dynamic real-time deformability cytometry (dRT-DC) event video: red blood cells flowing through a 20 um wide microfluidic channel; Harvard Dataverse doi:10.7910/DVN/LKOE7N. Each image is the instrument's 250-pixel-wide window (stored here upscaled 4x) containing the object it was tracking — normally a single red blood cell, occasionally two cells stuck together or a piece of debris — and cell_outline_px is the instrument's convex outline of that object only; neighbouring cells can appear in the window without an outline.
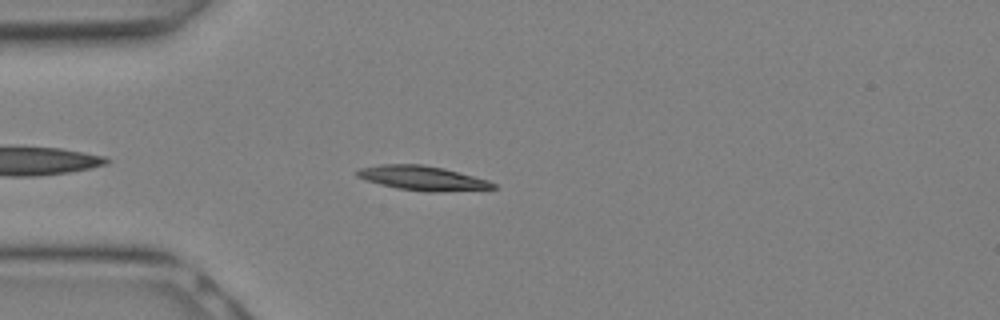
{"species": "Egyptian fruit bat (a non-hibernating species)", "species_latin": "Rousettus aegyptiacus", "temperature_condition": "warm", "stored_images_in_passage": 22, "camera_frame_rate_fps": 3000, "um_per_image_px": 0.085, "animal": {"sex": "female"}, "frame": {"image": 1, "passage_image": 2, "time_ms": 0.333, "image_size_px": [1000, 320], "cell_outline_px": [[496, 188], [432, 192], [428, 192], [400, 188], [368, 180], [356, 176], [356, 172], [360, 168], [380, 164], [420, 164], [444, 168], [488, 180], [496, 184]], "centroid_in_image_um": [35.93, 15.12], "position_along_channel_um": 49.1, "area_um2": 18.9}}
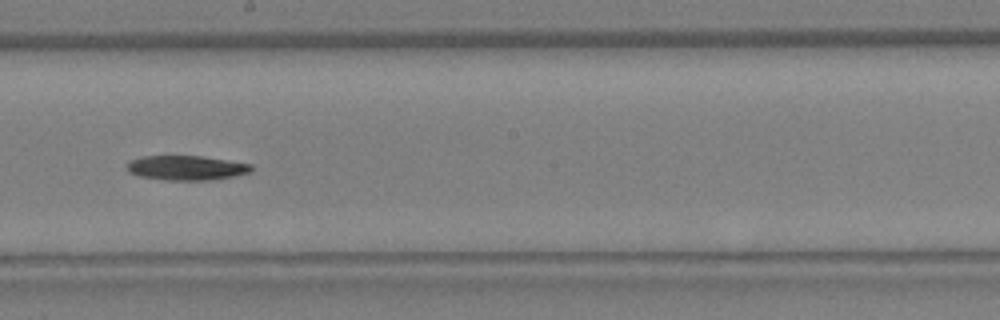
{"frame": {"image": 2, "passage_image": 10, "time_ms": 3.0, "image_size_px": [1000, 320], "cell_outline_px": [[252, 168], [248, 172], [232, 176], [208, 180], [164, 180], [140, 176], [128, 172], [128, 164], [132, 160], [144, 156], [200, 156], [252, 164]], "centroid_in_image_um": [15.82, 14.27], "position_along_channel_um": 232.4, "area_um2": 17.46}}
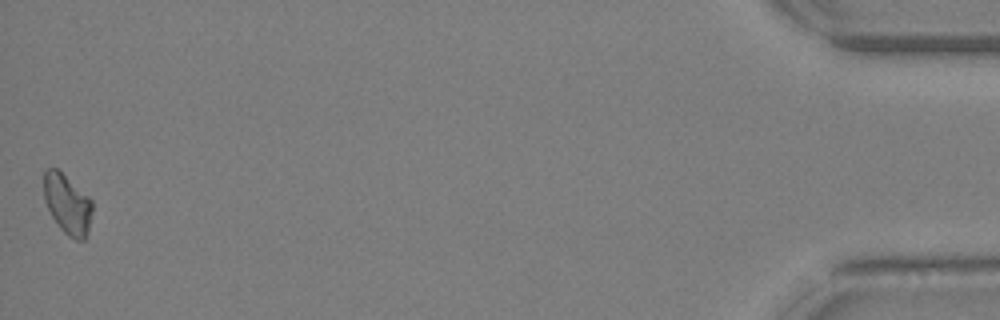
{"frame": {"image": 3, "passage_image": 22, "time_ms": 7.0, "image_size_px": [1000, 320], "cell_outline_px": [[92, 212], [88, 232], [84, 240], [76, 240], [68, 236], [60, 228], [52, 216], [44, 200], [44, 172], [48, 168], [56, 168], [88, 196], [92, 200]], "centroid_in_image_um": [5.73, 17.37], "position_along_channel_um": 429.5, "area_um2": 16.7}}